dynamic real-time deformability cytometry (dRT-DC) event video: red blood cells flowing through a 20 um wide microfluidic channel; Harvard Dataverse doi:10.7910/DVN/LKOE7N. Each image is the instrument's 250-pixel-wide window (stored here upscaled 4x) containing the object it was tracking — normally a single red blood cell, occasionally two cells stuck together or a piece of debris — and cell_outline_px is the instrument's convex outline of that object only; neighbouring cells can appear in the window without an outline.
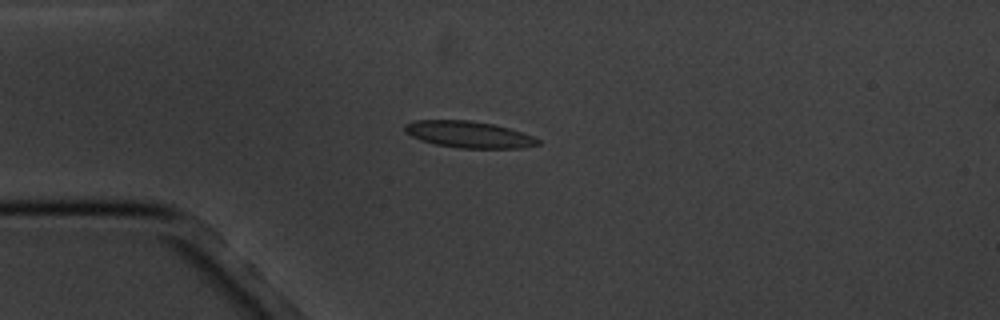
{"species": "common noctule bat (a hibernating species)", "species_latin": "Nyctalus noctula", "temperature_condition": "cold", "stored_images_in_passage": 10, "camera_frame_rate_fps": 3000, "um_per_image_px": 0.085, "animal": {"sex": "male", "body_mass_g": 20.1, "forearm_length_mm": 53.5}, "frame": {"image": 1, "passage_image": 3, "time_ms": 2.333, "image_size_px": [1000, 320], "cell_outline_px": [[540, 144], [520, 148], [460, 148], [436, 144], [420, 140], [404, 132], [404, 124], [416, 120], [468, 120], [492, 124], [508, 128], [532, 136], [540, 140]], "centroid_in_image_um": [39.81, 11.43], "position_along_channel_um": 45.2, "area_um2": 20.46}}
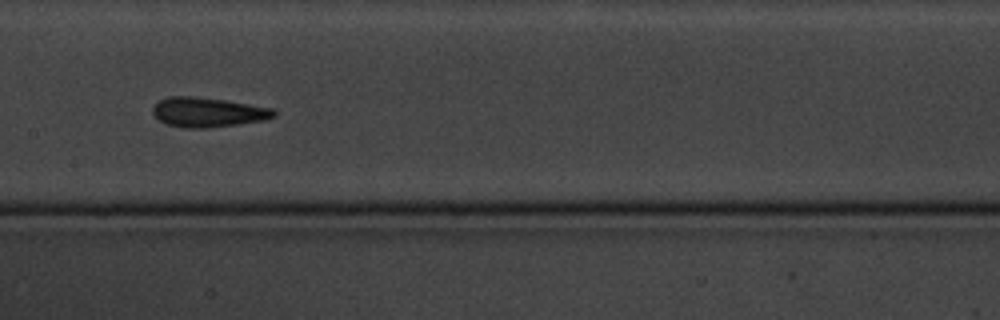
{"frame": {"image": 2, "passage_image": 7, "time_ms": 7.0, "image_size_px": [1000, 320], "cell_outline_px": [[276, 116], [264, 120], [240, 124], [208, 128], [184, 128], [164, 124], [152, 112], [152, 108], [160, 100], [168, 96], [196, 96], [228, 100], [272, 108], [276, 112]], "centroid_in_image_um": [17.67, 9.54], "position_along_channel_um": 189.7, "area_um2": 21.15}}
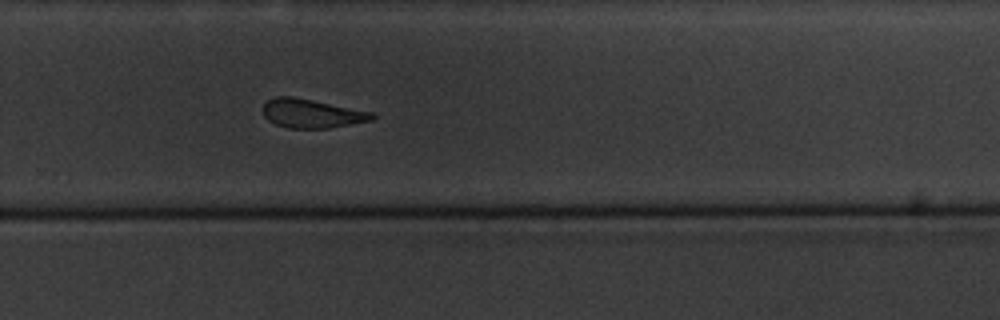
{"frame": {"image": 3, "passage_image": 10, "time_ms": 10.333, "image_size_px": [1000, 320], "cell_outline_px": [[376, 116], [372, 120], [328, 128], [288, 128], [276, 124], [268, 120], [264, 116], [264, 104], [268, 100], [276, 96], [292, 96], [376, 112]], "centroid_in_image_um": [26.53, 9.64], "position_along_channel_um": 303.3, "area_um2": 18.38}}